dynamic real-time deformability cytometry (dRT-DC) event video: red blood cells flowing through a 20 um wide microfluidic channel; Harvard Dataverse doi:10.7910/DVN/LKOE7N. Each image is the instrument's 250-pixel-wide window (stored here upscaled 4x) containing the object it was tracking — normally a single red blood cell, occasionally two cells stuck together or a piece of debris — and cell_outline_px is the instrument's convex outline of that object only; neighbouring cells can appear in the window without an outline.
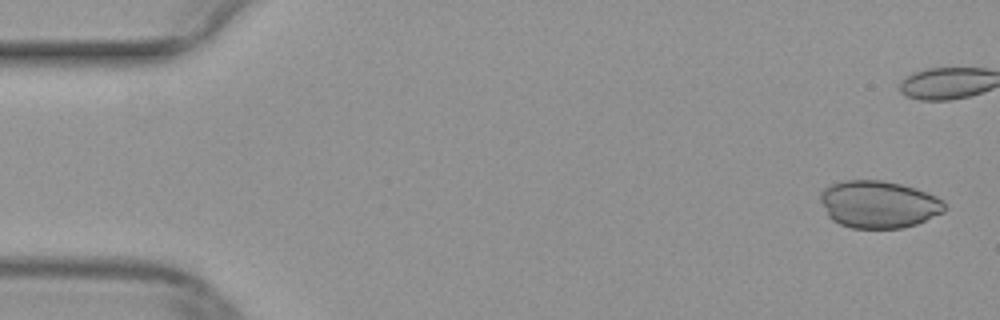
{"species": "common noctule bat (a hibernating species)", "species_latin": "Nyctalus noctula", "temperature_condition": "warm", "stored_images_in_passage": 39, "camera_frame_rate_fps": 3000, "um_per_image_px": 0.085, "animal": {"sex": "female", "body_mass_g": 29.2, "forearm_length_mm": 56.3}, "frame": {"image": 1, "passage_image": 2, "time_ms": 0.333, "image_size_px": [1000, 320], "cell_outline_px": [[948, 208], [944, 212], [916, 224], [900, 228], [852, 228], [840, 224], [832, 220], [828, 216], [820, 200], [820, 192], [824, 188], [832, 184], [844, 180], [884, 180], [916, 188], [936, 196], [944, 200]], "centroid_in_image_um": [74.7, 17.36], "position_along_channel_um": 10.3, "area_um2": 34.45}}
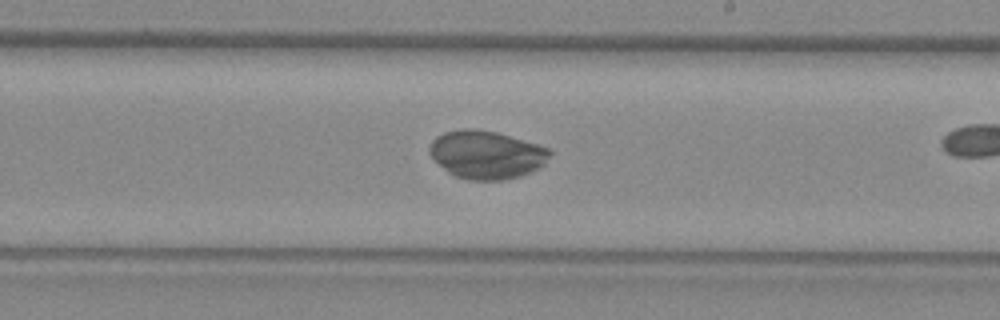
{"frame": {"image": 2, "passage_image": 29, "time_ms": 9.333, "image_size_px": [1000, 320], "cell_outline_px": [[552, 152], [544, 164], [520, 176], [504, 180], [468, 180], [456, 176], [448, 172], [428, 152], [428, 148], [432, 140], [436, 136], [444, 132], [460, 128], [476, 128], [496, 132], [536, 144], [548, 148]], "centroid_in_image_um": [41.31, 13.13], "position_along_channel_um": 247.7, "area_um2": 33.52}}
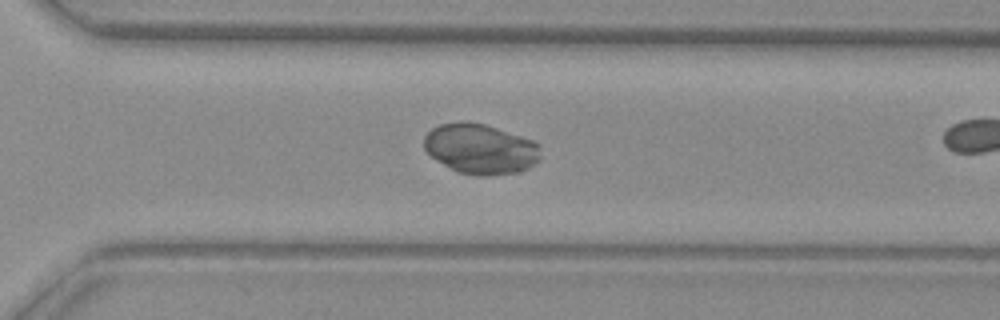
{"frame": {"image": 3, "passage_image": 35, "time_ms": 11.333, "image_size_px": [1000, 320], "cell_outline_px": [[540, 160], [536, 164], [528, 168], [516, 172], [488, 176], [476, 176], [456, 172], [436, 160], [424, 148], [424, 136], [432, 128], [440, 124], [460, 120], [464, 120], [484, 124], [532, 140], [540, 144]], "centroid_in_image_um": [40.83, 12.66], "position_along_channel_um": 329.8, "area_um2": 34.33}}